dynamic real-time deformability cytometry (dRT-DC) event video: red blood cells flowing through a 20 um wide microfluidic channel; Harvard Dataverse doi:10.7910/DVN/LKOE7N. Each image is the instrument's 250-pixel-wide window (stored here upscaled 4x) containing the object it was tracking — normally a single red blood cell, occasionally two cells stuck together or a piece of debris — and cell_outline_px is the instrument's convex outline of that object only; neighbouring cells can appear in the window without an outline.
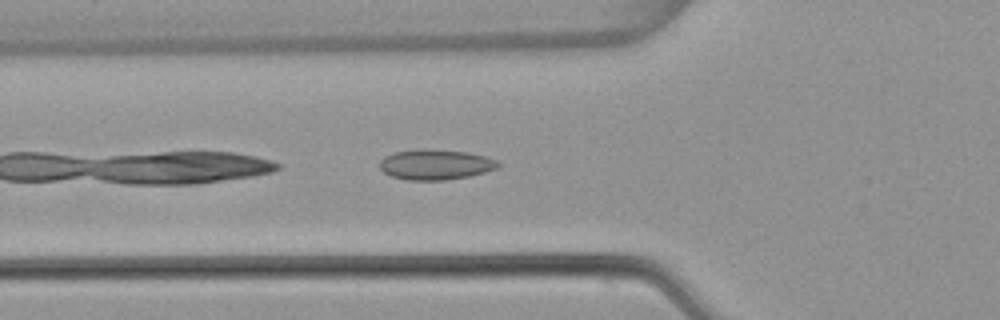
{"species": "common noctule bat (a hibernating species)", "species_latin": "Nyctalus noctula", "temperature_condition": "warm", "stored_images_in_passage": 34, "camera_frame_rate_fps": 3000, "um_per_image_px": 0.085, "animal": {"sex": "female", "body_mass_g": 22.7, "forearm_length_mm": 54.2}, "frame": {"image": 1, "passage_image": 3, "time_ms": 0.667, "image_size_px": [1000, 320], "cell_outline_px": [[500, 164], [496, 168], [484, 172], [468, 176], [444, 180], [408, 180], [392, 176], [384, 172], [380, 168], [380, 160], [384, 156], [392, 152], [420, 148], [468, 152], [484, 156], [496, 160]], "centroid_in_image_um": [36.97, 13.97], "position_along_channel_um": 88.8, "area_um2": 20.87}}
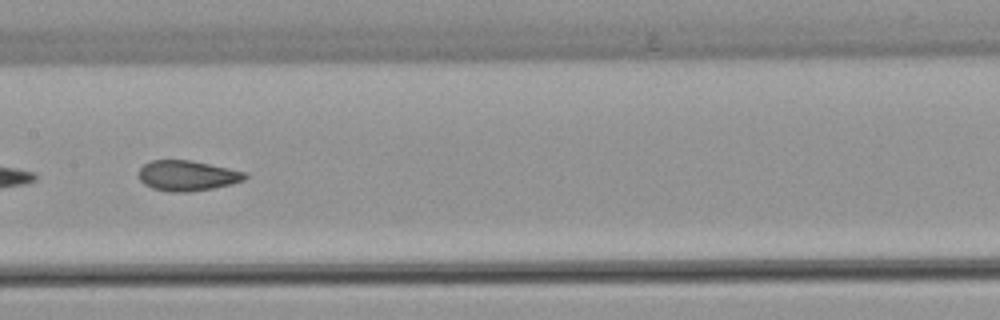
{"frame": {"image": 2, "passage_image": 11, "time_ms": 3.333, "image_size_px": [1000, 320], "cell_outline_px": [[248, 176], [244, 180], [232, 184], [212, 188], [188, 192], [168, 192], [152, 188], [144, 184], [140, 180], [140, 168], [144, 164], [152, 160], [192, 160], [248, 172]], "centroid_in_image_um": [15.95, 14.93], "position_along_channel_um": 191.4, "area_um2": 18.9}}
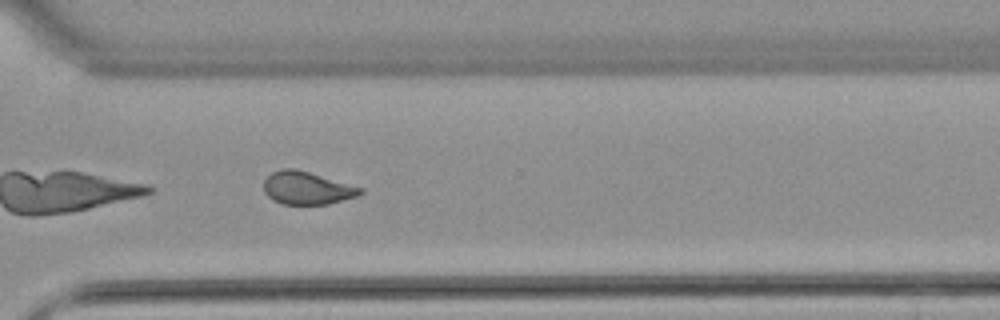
{"frame": {"image": 3, "passage_image": 23, "time_ms": 7.333, "image_size_px": [1000, 320], "cell_outline_px": [[364, 192], [356, 196], [328, 204], [284, 204], [272, 200], [264, 192], [264, 180], [272, 172], [280, 168], [296, 168], [364, 188]], "centroid_in_image_um": [26.08, 15.97], "position_along_channel_um": 344.5, "area_um2": 18.5}, "authors_computed_cell_mechanics": {"area_um2": 19.2474, "velocity_mm_per_s": 3.8351, "shape_relaxation_time_tau1_ms": null, "shape_relaxation_time_tau2_ms": 1.4967, "deformation_change_tau1": null, "deformation_change_tau2": 0.0721}}